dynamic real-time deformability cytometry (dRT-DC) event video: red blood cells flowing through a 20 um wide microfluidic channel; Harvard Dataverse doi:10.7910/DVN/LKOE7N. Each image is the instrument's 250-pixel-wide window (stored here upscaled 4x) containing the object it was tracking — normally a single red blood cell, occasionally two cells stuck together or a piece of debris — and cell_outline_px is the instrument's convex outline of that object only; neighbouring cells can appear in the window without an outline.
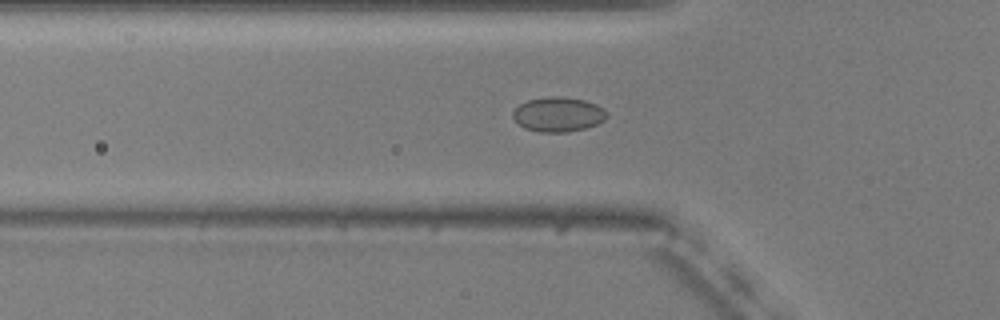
{"species": "common noctule bat (a hibernating species)", "species_latin": "Nyctalus noctula", "temperature_condition": "warm", "stored_images_in_passage": 49, "camera_frame_rate_fps": 3000, "um_per_image_px": 0.085, "animal": {"sex": "male", "body_mass_g": 20.5, "forearm_length_mm": 52.5}, "frame": {"image": 1, "passage_image": 17, "time_ms": 5.333, "image_size_px": [1000, 320], "cell_outline_px": [[608, 116], [604, 120], [596, 124], [584, 128], [568, 132], [540, 132], [524, 128], [512, 116], [512, 112], [520, 104], [528, 100], [552, 96], [556, 96], [584, 100], [596, 104], [604, 108], [608, 112]], "centroid_in_image_um": [47.47, 9.72], "position_along_channel_um": 78.3, "area_um2": 18.84}}
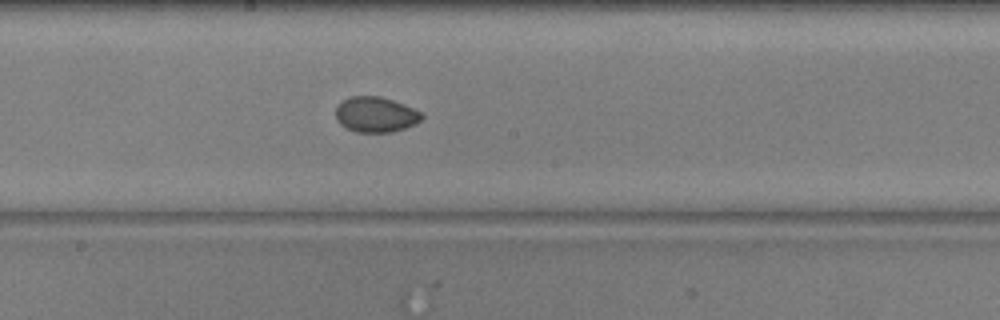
{"frame": {"image": 2, "passage_image": 28, "time_ms": 9.0, "image_size_px": [1000, 320], "cell_outline_px": [[424, 116], [420, 120], [404, 128], [392, 132], [356, 132], [340, 124], [336, 120], [336, 108], [348, 96], [380, 96], [404, 104], [420, 112]], "centroid_in_image_um": [31.91, 9.73], "position_along_channel_um": 216.3, "area_um2": 17.51}}
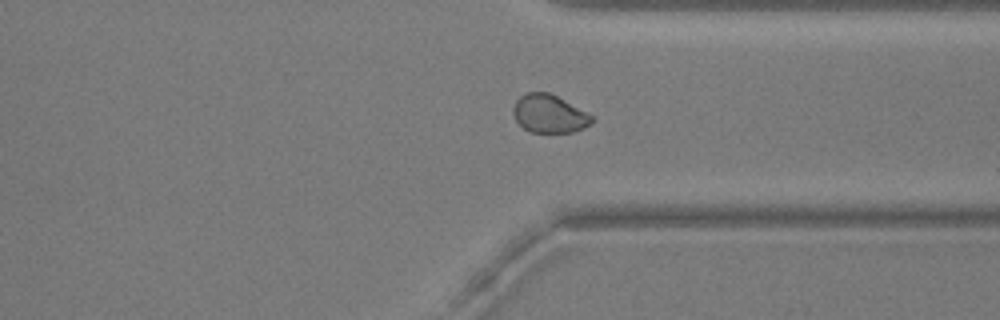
{"frame": {"image": 3, "passage_image": 40, "time_ms": 13.0, "image_size_px": [1000, 320], "cell_outline_px": [[592, 120], [584, 128], [572, 132], [528, 132], [516, 120], [512, 112], [512, 108], [516, 100], [524, 92], [548, 92], [564, 100], [592, 116]], "centroid_in_image_um": [46.62, 9.66], "position_along_channel_um": 364.8, "area_um2": 17.22}, "authors_computed_cell_mechanics": {"area_um2": 18.2648, "velocity_mm_per_s": 3.7247, "shape_relaxation_time_tau1_ms": null, "shape_relaxation_time_tau2_ms": 5.4995, "deformation_change_tau1": null, "deformation_change_tau2": 0.0427}}